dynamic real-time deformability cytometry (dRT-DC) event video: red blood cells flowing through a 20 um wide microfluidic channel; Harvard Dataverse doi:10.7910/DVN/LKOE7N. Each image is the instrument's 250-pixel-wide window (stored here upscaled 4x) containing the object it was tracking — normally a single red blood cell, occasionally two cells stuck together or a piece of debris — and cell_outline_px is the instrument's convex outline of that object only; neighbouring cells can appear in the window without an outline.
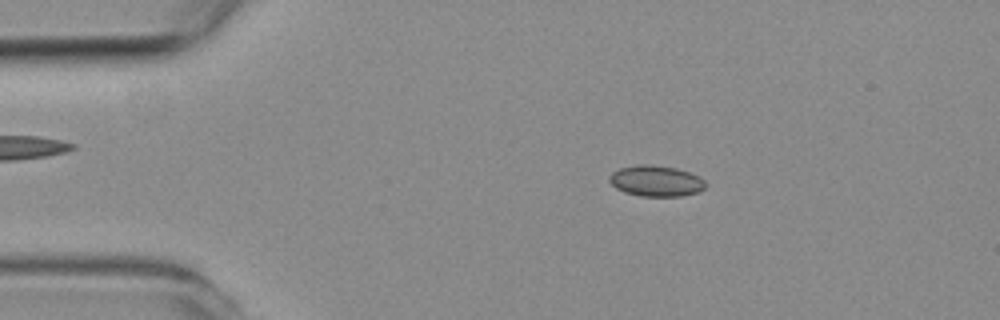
{"species": "common noctule bat (a hibernating species)", "species_latin": "Nyctalus noctula", "temperature_condition": "room temperature", "stored_images_in_passage": 5, "camera_frame_rate_fps": 3000, "um_per_image_px": 0.085, "animal": {"sex": "female", "body_mass_g": 19.3, "forearm_length_mm": 54.1}, "frame": {"image": 1, "passage_image": 2, "time_ms": 1.333, "image_size_px": [1000, 320], "cell_outline_px": [[704, 188], [696, 192], [680, 196], [640, 196], [624, 192], [616, 188], [608, 180], [608, 176], [612, 172], [620, 168], [636, 164], [648, 164], [676, 168], [700, 176], [704, 180]], "centroid_in_image_um": [55.71, 15.37], "position_along_channel_um": 29.3, "area_um2": 17.28}}
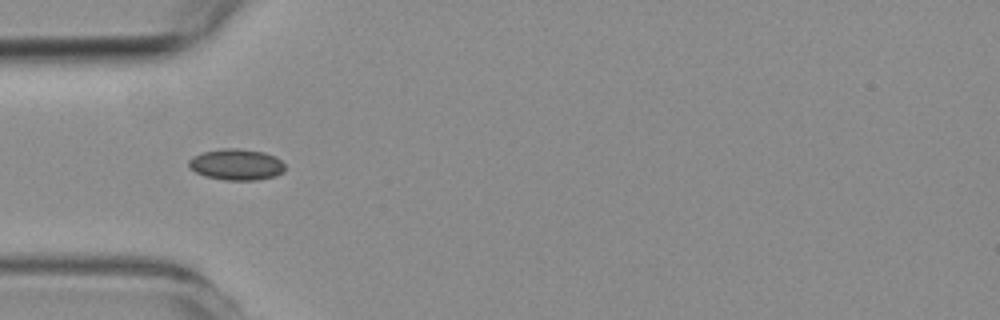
{"frame": {"image": 2, "passage_image": 4, "time_ms": 3.667, "image_size_px": [1000, 320], "cell_outline_px": [[284, 172], [276, 176], [256, 180], [224, 180], [204, 176], [196, 172], [188, 164], [188, 160], [192, 156], [204, 152], [224, 148], [236, 148], [264, 152], [276, 156], [284, 164]], "centroid_in_image_um": [20.11, 13.99], "position_along_channel_um": 64.9, "area_um2": 17.51}}
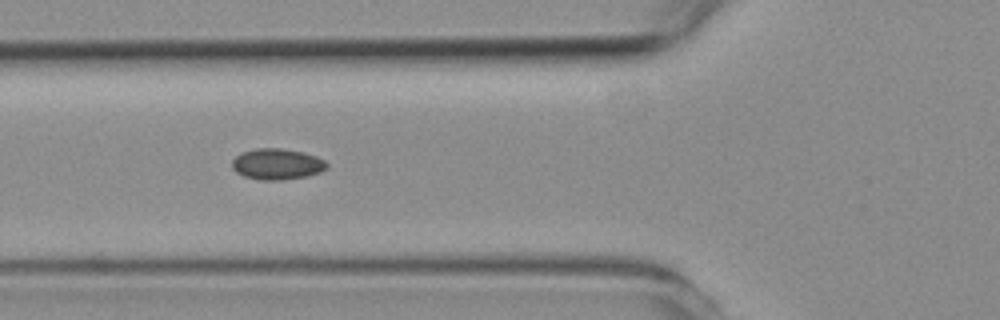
{"frame": {"image": 3, "passage_image": 5, "time_ms": 4.667, "image_size_px": [1000, 320], "cell_outline_px": [[328, 168], [320, 172], [308, 176], [284, 180], [260, 180], [244, 176], [236, 172], [232, 168], [232, 160], [236, 156], [244, 152], [256, 148], [280, 148], [300, 152], [316, 156], [324, 160], [328, 164]], "centroid_in_image_um": [23.56, 13.96], "position_along_channel_um": 102.2, "area_um2": 17.11}}